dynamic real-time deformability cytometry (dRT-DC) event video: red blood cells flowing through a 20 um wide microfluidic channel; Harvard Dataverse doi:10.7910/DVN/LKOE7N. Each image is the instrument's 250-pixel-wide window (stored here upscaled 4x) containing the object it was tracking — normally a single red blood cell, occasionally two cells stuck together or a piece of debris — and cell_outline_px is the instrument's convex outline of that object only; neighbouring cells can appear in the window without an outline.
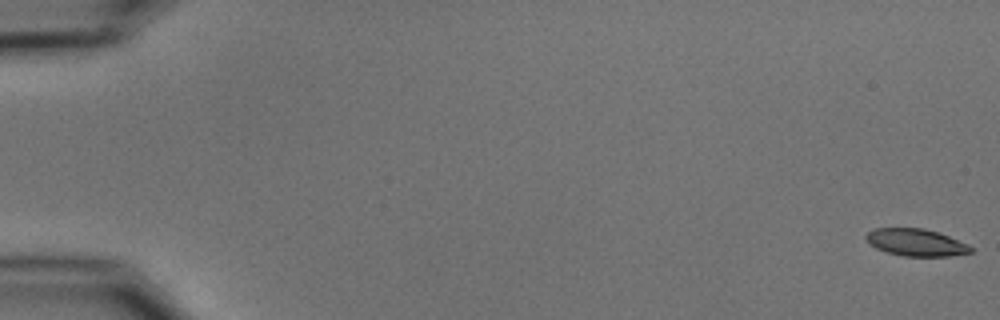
{"species": "common noctule bat (a hibernating species)", "species_latin": "Nyctalus noctula", "temperature_condition": "cold", "stored_images_in_passage": 55, "camera_frame_rate_fps": 3000, "um_per_image_px": 0.085, "animal": {"sex": "male", "body_mass_g": 15.6}, "frame": {"image": 1, "passage_image": 1, "time_ms": 0.0, "image_size_px": [1000, 320], "cell_outline_px": [[972, 252], [948, 256], [904, 256], [888, 252], [876, 248], [868, 244], [864, 236], [872, 228], [924, 228], [948, 236], [968, 244], [972, 248]], "centroid_in_image_um": [77.81, 20.6], "position_along_channel_um": 7.2, "area_um2": 16.53}}
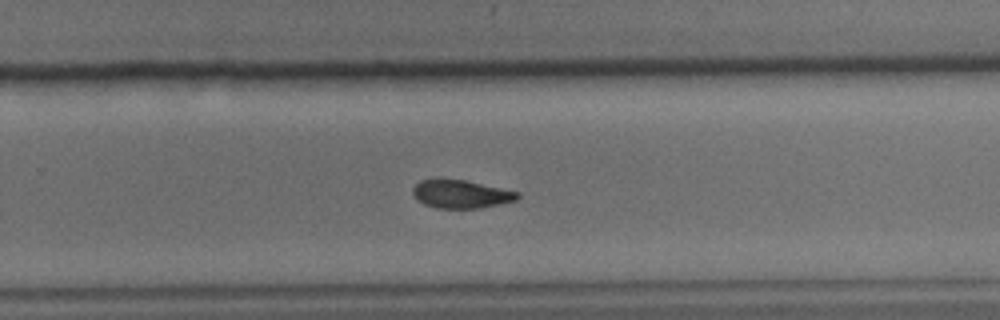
{"frame": {"image": 2, "passage_image": 37, "time_ms": 12.0, "image_size_px": [1000, 320], "cell_outline_px": [[520, 196], [516, 200], [500, 204], [480, 208], [436, 208], [424, 204], [416, 200], [412, 192], [412, 188], [420, 180], [464, 180], [520, 192]], "centroid_in_image_um": [39.18, 16.51], "position_along_channel_um": 290.6, "area_um2": 17.05}}
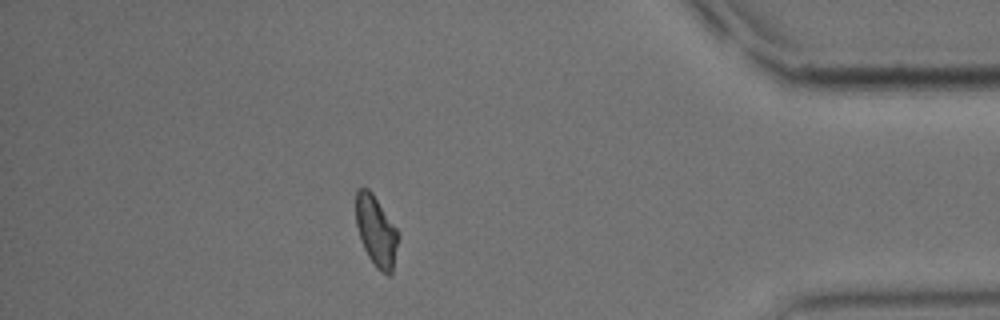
{"frame": {"image": 3, "passage_image": 49, "time_ms": 16.0, "image_size_px": [1000, 320], "cell_outline_px": [[400, 236], [392, 272], [388, 276], [380, 272], [376, 268], [368, 256], [360, 240], [356, 224], [356, 188], [368, 188], [372, 192], [400, 232]], "centroid_in_image_um": [31.99, 19.65], "position_along_channel_um": 403.2, "area_um2": 17.74}, "authors_computed_cell_mechanics": {"area_um2": 17.9758, "velocity_mm_per_s": 3.7072, "shape_relaxation_time_tau1_ms": 4.6606, "shape_relaxation_time_tau2_ms": 2.6666, "deformation_change_tau1": 0.1341, "deformation_change_tau2": 0.0825}}